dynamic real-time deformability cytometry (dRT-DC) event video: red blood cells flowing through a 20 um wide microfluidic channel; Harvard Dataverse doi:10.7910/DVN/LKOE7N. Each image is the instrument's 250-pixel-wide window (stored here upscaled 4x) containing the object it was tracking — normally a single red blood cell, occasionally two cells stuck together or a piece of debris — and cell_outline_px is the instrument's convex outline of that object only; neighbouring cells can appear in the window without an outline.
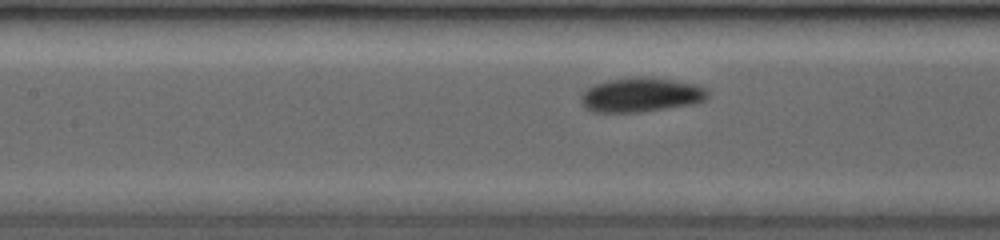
{"species": "common noctule bat (a hibernating species)", "species_latin": "Nyctalus noctula", "temperature_condition": "room temperature", "stored_images_in_passage": 36, "camera_frame_rate_fps": 3500, "um_per_image_px": 0.085, "animal": {"sex": "female", "body_mass_g": 19.0, "forearm_length_mm": 53.3}, "frame": {"image": 1, "passage_image": 15, "time_ms": 4.286, "image_size_px": [1000, 240], "cell_outline_px": [[708, 92], [704, 100], [688, 104], [636, 112], [596, 112], [588, 108], [584, 104], [584, 92], [588, 88], [596, 84], [608, 80], [632, 76], [640, 76], [672, 80], [696, 84], [704, 88]], "centroid_in_image_um": [54.49, 8.04], "position_along_channel_um": 152.9, "area_um2": 24.51}}
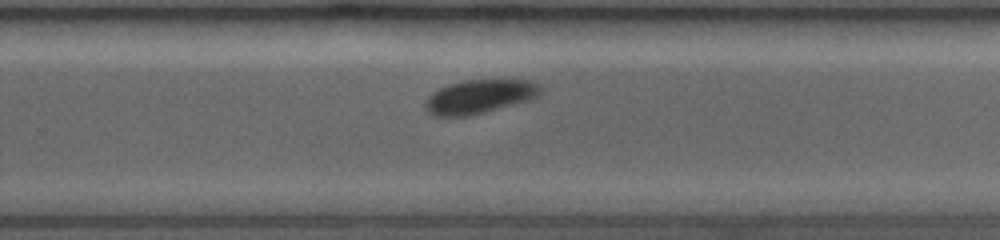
{"frame": {"image": 2, "passage_image": 25, "time_ms": 7.714, "image_size_px": [1000, 240], "cell_outline_px": [[540, 92], [524, 100], [484, 112], [464, 116], [436, 116], [428, 108], [428, 100], [440, 88], [452, 84], [468, 80], [528, 80], [536, 84], [540, 88]], "centroid_in_image_um": [40.76, 8.2], "position_along_channel_um": 289.0, "area_um2": 21.15}}
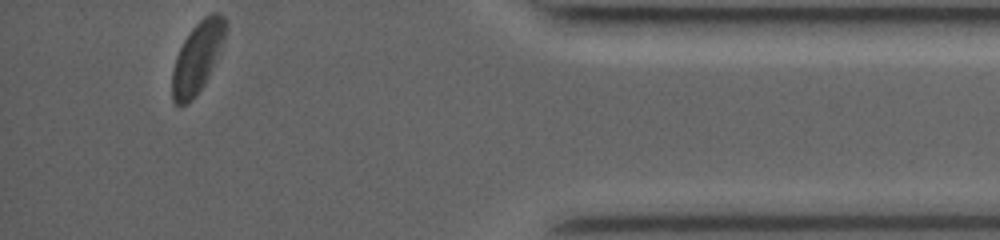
{"frame": {"image": 3, "passage_image": 36, "time_ms": 11.714, "image_size_px": [1000, 240], "cell_outline_px": [[224, 36], [204, 84], [196, 96], [188, 104], [176, 104], [172, 100], [172, 72], [176, 56], [184, 40], [192, 28], [204, 16], [212, 12], [216, 12], [224, 16]], "centroid_in_image_um": [16.72, 4.91], "position_along_channel_um": 418.5, "area_um2": 21.15}, "authors_computed_cell_mechanics": {"area_um2": 22.5709, "velocity_mm_per_s": 3.9904, "shape_relaxation_time_tau1_ms": 3.8021, "shape_relaxation_time_tau2_ms": null, "deformation_change_tau1": 0.1296, "deformation_change_tau2": null}}